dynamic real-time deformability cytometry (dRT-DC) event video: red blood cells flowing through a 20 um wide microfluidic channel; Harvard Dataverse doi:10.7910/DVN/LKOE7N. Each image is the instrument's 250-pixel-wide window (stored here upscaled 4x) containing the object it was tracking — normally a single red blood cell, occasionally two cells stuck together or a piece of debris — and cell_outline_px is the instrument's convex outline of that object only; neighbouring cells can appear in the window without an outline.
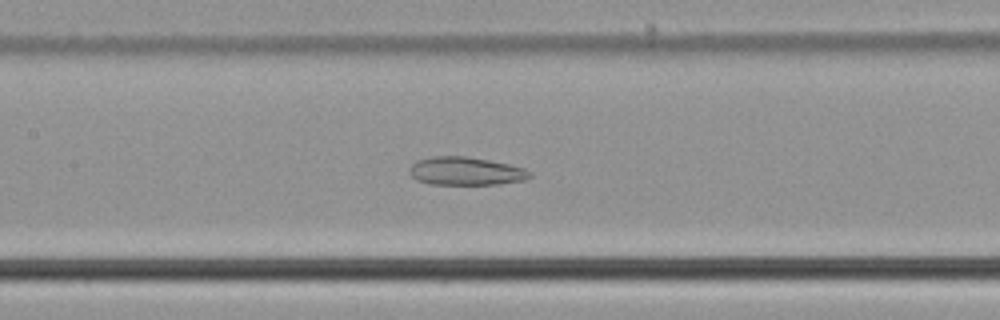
{"species": "common noctule bat (a hibernating species)", "species_latin": "Nyctalus noctula", "temperature_condition": "cold", "stored_images_in_passage": 48, "camera_frame_rate_fps": 3000, "um_per_image_px": 0.085, "animal": {"sex": "male", "body_mass_g": 21.5, "forearm_length_mm": 52.0}, "frame": {"image": 1, "passage_image": 18, "time_ms": 5.667, "image_size_px": [1000, 320], "cell_outline_px": [[532, 176], [524, 180], [500, 184], [432, 184], [416, 180], [408, 172], [408, 168], [416, 160], [432, 156], [464, 156], [488, 160], [508, 164], [524, 168], [532, 172]], "centroid_in_image_um": [39.57, 14.54], "position_along_channel_um": 167.8, "area_um2": 19.83}}
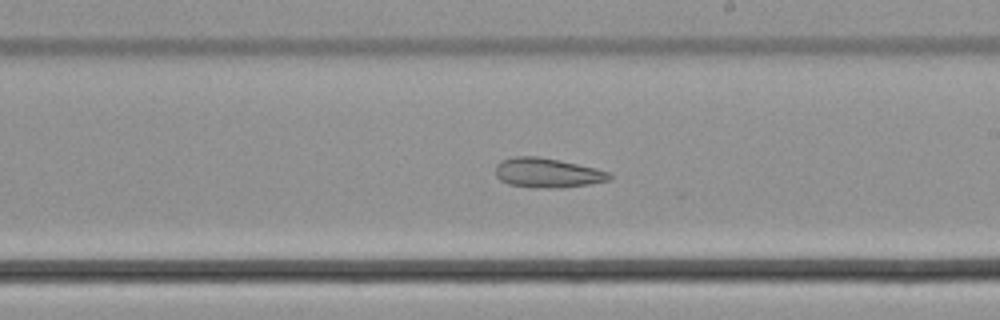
{"frame": {"image": 2, "passage_image": 24, "time_ms": 7.667, "image_size_px": [1000, 320], "cell_outline_px": [[612, 180], [588, 184], [560, 188], [532, 188], [508, 184], [500, 180], [496, 176], [496, 164], [500, 160], [516, 156], [536, 156], [596, 168], [608, 172], [612, 176]], "centroid_in_image_um": [46.5, 14.7], "position_along_channel_um": 242.5, "area_um2": 19.65}}
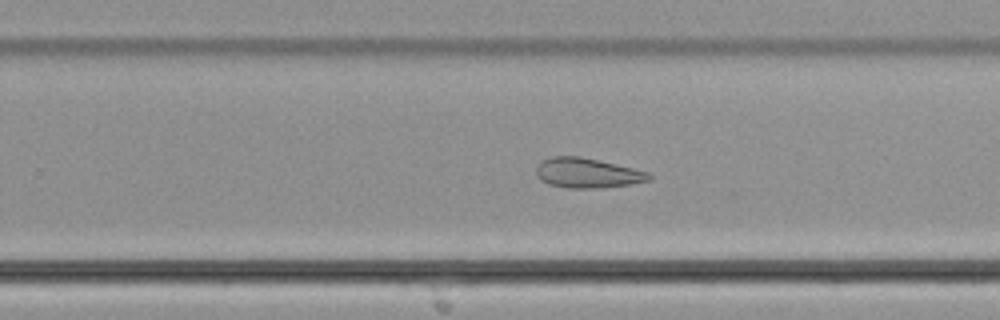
{"frame": {"image": 3, "passage_image": 27, "time_ms": 8.667, "image_size_px": [1000, 320], "cell_outline_px": [[652, 180], [632, 184], [604, 188], [568, 188], [548, 184], [540, 180], [536, 176], [536, 164], [552, 156], [580, 156], [632, 168], [648, 172], [652, 176]], "centroid_in_image_um": [49.91, 14.72], "position_along_channel_um": 279.9, "area_um2": 19.77}, "authors_computed_cell_mechanics": {"area_um2": 24.2182, "velocity_mm_per_s": 3.7441, "shape_relaxation_time_tau1_ms": null, "shape_relaxation_time_tau2_ms": 2.9904, "deformation_change_tau1": null, "deformation_change_tau2": 0.1048}}